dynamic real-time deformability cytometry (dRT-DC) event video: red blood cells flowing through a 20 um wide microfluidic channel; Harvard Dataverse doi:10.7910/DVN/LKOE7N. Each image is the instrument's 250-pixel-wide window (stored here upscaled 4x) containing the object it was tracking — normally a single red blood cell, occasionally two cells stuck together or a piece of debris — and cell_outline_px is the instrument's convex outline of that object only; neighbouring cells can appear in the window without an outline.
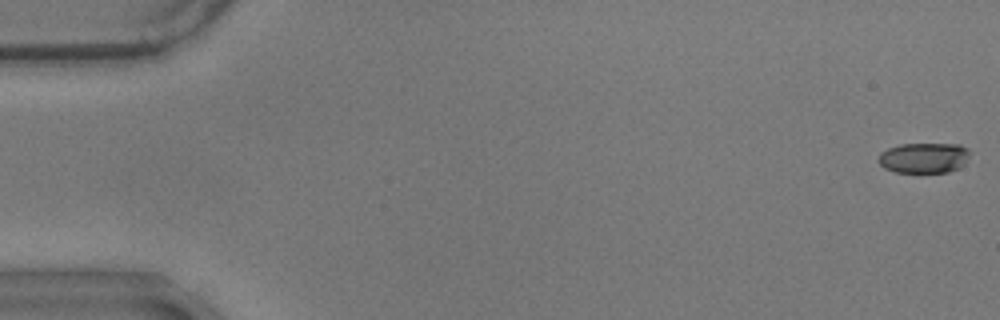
{"species": "common noctule bat (a hibernating species)", "species_latin": "Nyctalus noctula", "temperature_condition": "warm", "stored_images_in_passage": 50, "camera_frame_rate_fps": 3000, "um_per_image_px": 0.085, "animal": {"sex": "male", "body_mass_g": 17.9}, "frame": {"image": 1, "passage_image": 1, "time_ms": 0.0, "image_size_px": [1000, 320], "cell_outline_px": [[968, 156], [964, 164], [960, 168], [948, 172], [896, 172], [884, 168], [880, 164], [880, 152], [888, 148], [900, 144], [960, 144], [968, 148]], "centroid_in_image_um": [78.55, 13.41], "position_along_channel_um": 6.5, "area_um2": 16.13}}
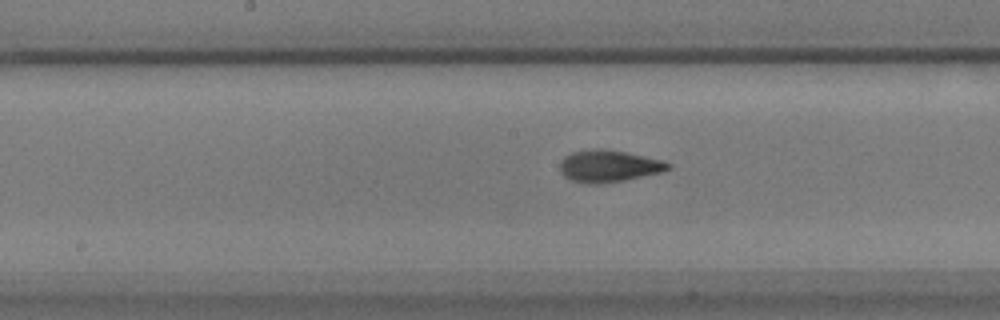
{"frame": {"image": 2, "passage_image": 30, "time_ms": 9.667, "image_size_px": [1000, 320], "cell_outline_px": [[672, 168], [664, 172], [624, 180], [600, 184], [588, 184], [572, 180], [564, 176], [560, 172], [560, 164], [564, 156], [572, 152], [596, 148], [604, 148], [664, 160], [672, 164]], "centroid_in_image_um": [51.77, 14.12], "position_along_channel_um": 196.4, "area_um2": 20.35}}
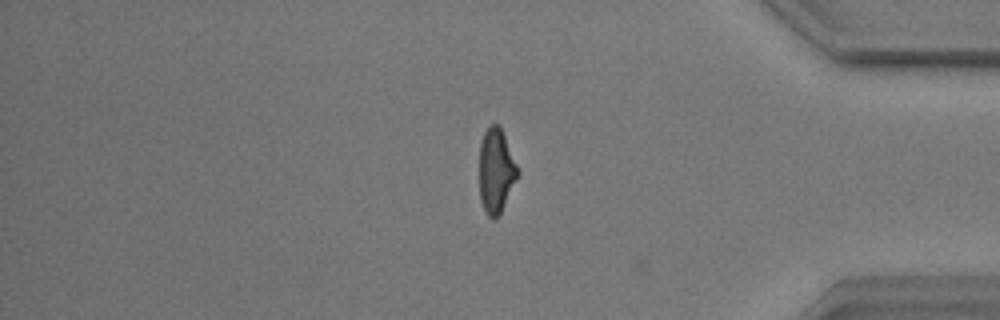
{"frame": {"image": 3, "passage_image": 49, "time_ms": 16.0, "image_size_px": [1000, 320], "cell_outline_px": [[520, 172], [500, 216], [496, 220], [492, 220], [488, 216], [480, 200], [480, 144], [484, 132], [488, 124], [496, 124], [500, 128], [504, 136]], "centroid_in_image_um": [42.17, 14.57], "position_along_channel_um": 393.0, "area_um2": 18.9}, "authors_computed_cell_mechanics": {"area_um2": 18.9584, "velocity_mm_per_s": 3.503, "shape_relaxation_time_tau1_ms": 3.2405, "shape_relaxation_time_tau2_ms": 1.7075, "deformation_change_tau1": 0.1698, "deformation_change_tau2": 0.0935}}